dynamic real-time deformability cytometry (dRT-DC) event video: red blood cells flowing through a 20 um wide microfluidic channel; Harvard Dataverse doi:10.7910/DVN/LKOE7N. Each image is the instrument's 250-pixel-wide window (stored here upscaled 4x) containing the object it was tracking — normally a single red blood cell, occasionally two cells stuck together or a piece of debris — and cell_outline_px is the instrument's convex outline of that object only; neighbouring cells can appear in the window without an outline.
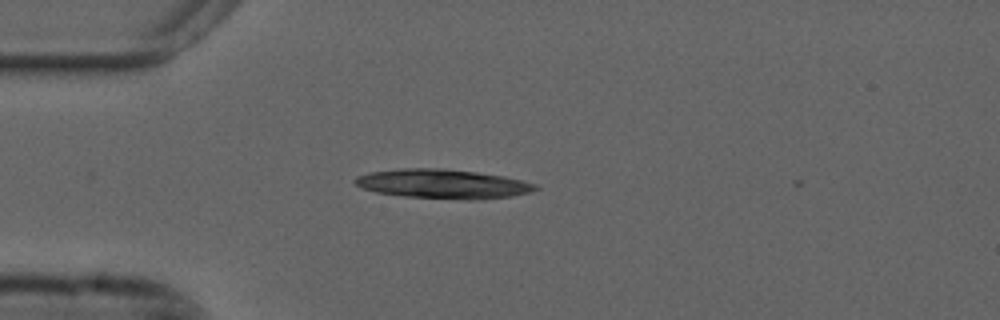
{"species": "common noctule bat (a hibernating species)", "species_latin": "Nyctalus noctula", "temperature_condition": "cold", "stored_images_in_passage": 31, "camera_frame_rate_fps": 3000, "um_per_image_px": 0.085, "animal": {"sex": "male", "forearm_length_mm": 52.5}, "frame": {"image": 1, "passage_image": 1, "time_ms": 0.0, "image_size_px": [1000, 320], "cell_outline_px": [[540, 188], [532, 192], [512, 196], [472, 200], [468, 200], [404, 196], [376, 192], [364, 188], [356, 184], [352, 180], [356, 176], [368, 172], [400, 168], [444, 168], [476, 172], [504, 176], [536, 184]], "centroid_in_image_um": [37.64, 15.62], "position_along_channel_um": 47.4, "area_um2": 30.87}}